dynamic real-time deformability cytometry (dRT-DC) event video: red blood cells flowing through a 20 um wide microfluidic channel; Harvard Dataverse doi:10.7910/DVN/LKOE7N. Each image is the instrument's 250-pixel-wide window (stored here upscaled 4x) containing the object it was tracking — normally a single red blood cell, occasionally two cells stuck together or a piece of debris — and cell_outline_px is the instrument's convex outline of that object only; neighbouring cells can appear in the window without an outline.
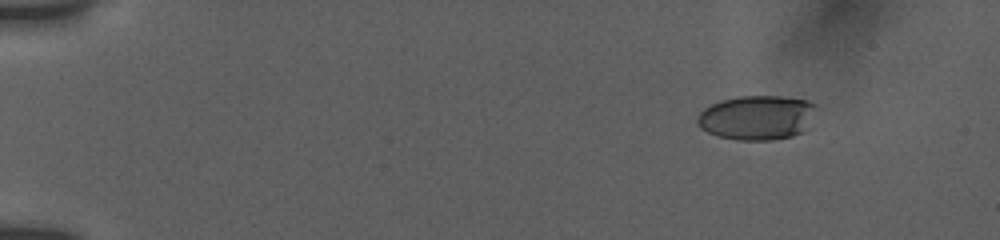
{"species": "human", "species_latin": "Homo sapiens", "temperature_condition": "room temperature", "stored_images_in_passage": 12, "camera_frame_rate_fps": 3000, "um_per_image_px": 0.085, "donor": {"sex": "female"}, "frame": {"image": 1, "passage_image": 4, "time_ms": 2.333, "image_size_px": [1000, 240], "cell_outline_px": [[820, 108], [800, 132], [792, 136], [772, 140], [736, 140], [720, 136], [708, 132], [700, 128], [696, 124], [696, 116], [704, 108], [720, 100], [736, 96], [780, 96], [808, 100], [816, 104]], "centroid_in_image_um": [64.33, 9.97], "position_along_channel_um": 20.7, "area_um2": 31.04}}
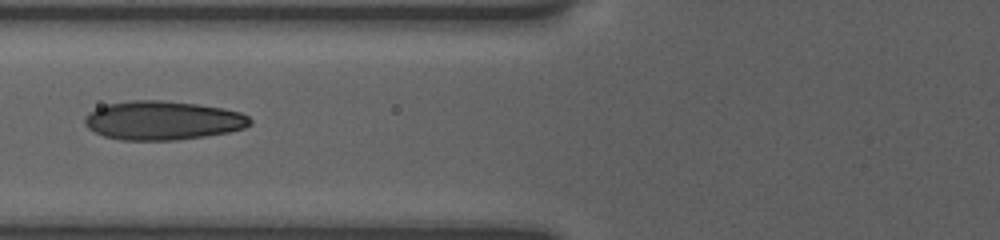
{"frame": {"image": 2, "passage_image": 10, "time_ms": 8.0, "image_size_px": [1000, 240], "cell_outline_px": [[252, 124], [244, 128], [228, 132], [204, 136], [176, 140], [120, 140], [104, 136], [88, 128], [84, 120], [88, 112], [96, 108], [108, 104], [132, 100], [164, 100], [196, 104], [220, 108], [240, 112], [248, 116], [252, 120]], "centroid_in_image_um": [13.83, 10.24], "position_along_channel_um": 112.0, "area_um2": 37.34}}
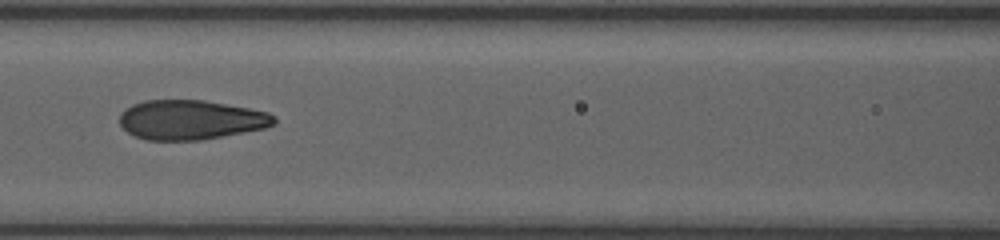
{"frame": {"image": 3, "passage_image": 11, "time_ms": 9.0, "image_size_px": [1000, 240], "cell_outline_px": [[276, 124], [264, 128], [200, 140], [144, 140], [128, 132], [120, 124], [120, 112], [132, 104], [144, 100], [204, 100], [248, 108], [268, 112], [276, 116]], "centroid_in_image_um": [16.21, 10.18], "position_along_channel_um": 150.4, "area_um2": 35.55}}